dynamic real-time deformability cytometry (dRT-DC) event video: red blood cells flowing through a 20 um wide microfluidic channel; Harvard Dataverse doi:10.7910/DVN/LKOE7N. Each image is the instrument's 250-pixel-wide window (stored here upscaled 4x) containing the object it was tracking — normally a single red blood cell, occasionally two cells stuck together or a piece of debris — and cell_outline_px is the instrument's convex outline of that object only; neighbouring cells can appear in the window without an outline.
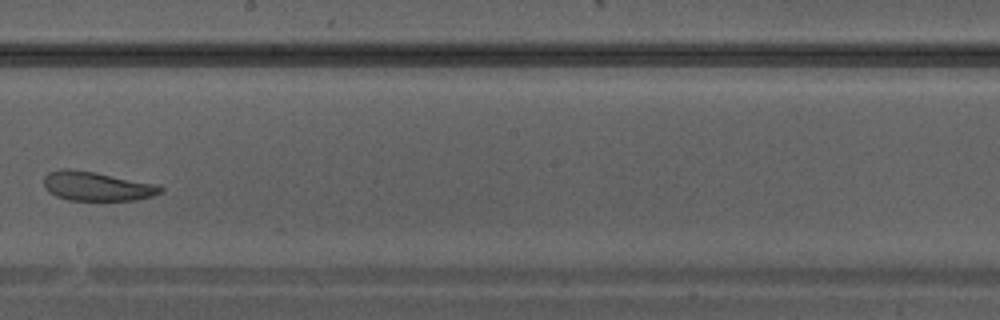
{"species": "Egyptian fruit bat (a non-hibernating species)", "species_latin": "Rousettus aegyptiacus", "temperature_condition": "warm", "stored_images_in_passage": 28, "camera_frame_rate_fps": 3000, "um_per_image_px": 0.085, "animal": {"sex": "male"}, "frame": {"image": 1, "passage_image": 17, "time_ms": 5.333, "image_size_px": [1000, 320], "cell_outline_px": [[164, 192], [152, 196], [136, 200], [68, 200], [56, 196], [48, 192], [44, 188], [44, 176], [48, 172], [60, 168], [68, 168], [96, 172], [156, 184], [164, 188]], "centroid_in_image_um": [8.21, 15.82], "position_along_channel_um": 240.0, "area_um2": 20.06}}